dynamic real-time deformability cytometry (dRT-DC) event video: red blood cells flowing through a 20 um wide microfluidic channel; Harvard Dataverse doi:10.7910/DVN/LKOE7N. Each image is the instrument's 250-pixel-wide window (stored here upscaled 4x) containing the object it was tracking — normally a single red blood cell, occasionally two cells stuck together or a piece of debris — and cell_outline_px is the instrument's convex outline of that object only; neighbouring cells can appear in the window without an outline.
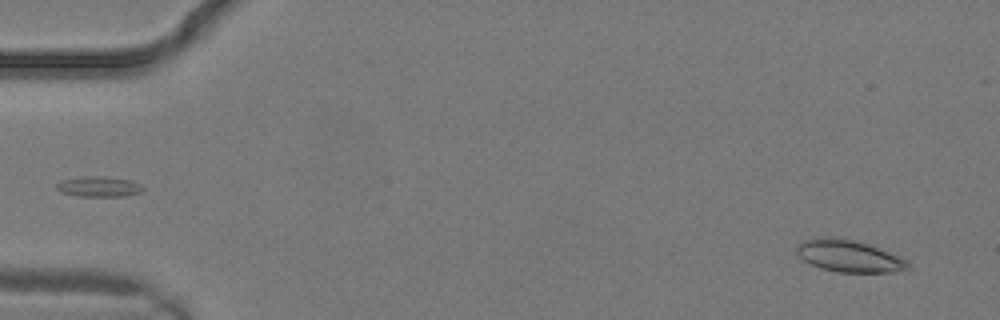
{"species": "common noctule bat (a hibernating species)", "species_latin": "Nyctalus noctula", "temperature_condition": "warm", "stored_images_in_passage": 7, "camera_frame_rate_fps": 3000, "um_per_image_px": 0.085, "animal": {"sex": "male", "body_mass_g": 19.2, "forearm_length_mm": 51.8}, "frame": {"image": 1, "passage_image": 1, "time_ms": 0.0, "image_size_px": [1000, 320], "cell_outline_px": [[908, 268], [892, 272], [836, 272], [820, 268], [804, 260], [796, 252], [796, 248], [804, 240], [816, 236], [832, 236], [856, 240], [868, 244], [908, 260]], "centroid_in_image_um": [72.12, 21.74], "position_along_channel_um": 12.9, "area_um2": 20.69}}